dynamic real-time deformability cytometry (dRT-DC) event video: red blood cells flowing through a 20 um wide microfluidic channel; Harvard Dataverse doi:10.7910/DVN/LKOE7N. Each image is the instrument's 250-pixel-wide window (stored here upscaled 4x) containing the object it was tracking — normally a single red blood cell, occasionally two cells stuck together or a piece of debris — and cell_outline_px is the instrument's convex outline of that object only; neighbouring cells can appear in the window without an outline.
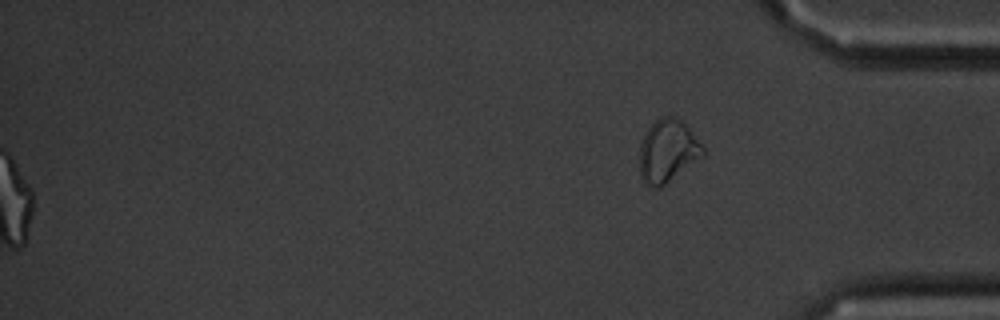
{"species": "common noctule bat (a hibernating species)", "species_latin": "Nyctalus noctula", "temperature_condition": "cold", "stored_images_in_passage": 56, "segment_of_instrument_passage": [2, 2], "camera_frame_rate_fps": 3000, "um_per_image_px": 0.085, "animal": {"sex": "male", "body_mass_g": 20.1, "forearm_length_mm": 53.5}, "frame": {"image": 1, "passage_image": 56, "time_ms": 18.333, "image_size_px": [1000, 320], "cell_outline_px": [[708, 152], [704, 156], [660, 188], [656, 188], [648, 184], [640, 176], [640, 140], [648, 128], [660, 116], [672, 116], [680, 120], [688, 128]], "centroid_in_image_um": [56.76, 12.83], "position_along_channel_um": 378.4, "area_um2": 23.12}}